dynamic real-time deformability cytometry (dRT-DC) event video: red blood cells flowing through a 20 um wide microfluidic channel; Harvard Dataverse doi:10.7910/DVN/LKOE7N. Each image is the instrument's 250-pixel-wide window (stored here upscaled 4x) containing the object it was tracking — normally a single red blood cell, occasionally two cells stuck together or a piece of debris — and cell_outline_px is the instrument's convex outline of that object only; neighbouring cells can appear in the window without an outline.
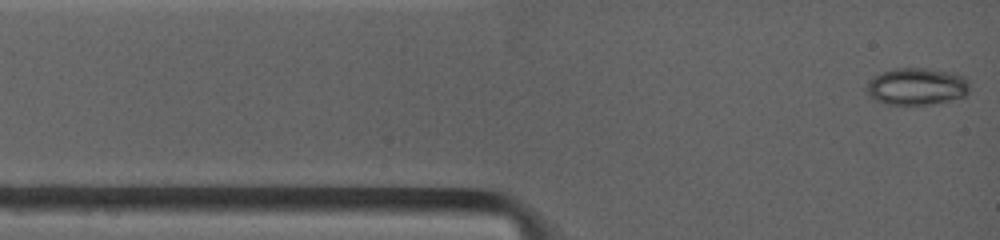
{"species": "common noctule bat (a hibernating species)", "species_latin": "Nyctalus noctula", "temperature_condition": "warm", "stored_images_in_passage": 5, "camera_frame_rate_fps": 4500, "um_per_image_px": 0.085, "animal": {"sex": "female", "body_mass_g": 19.0, "forearm_length_mm": 53.3}, "frame": {"image": 1, "passage_image": 1, "time_ms": 0.0, "image_size_px": [1000, 240], "cell_outline_px": [[968, 92], [964, 96], [948, 100], [928, 104], [884, 104], [876, 100], [864, 88], [872, 76], [880, 72], [896, 68], [928, 68], [952, 72], [964, 76], [968, 80]], "centroid_in_image_um": [77.89, 7.32], "position_along_channel_um": 7.1, "area_um2": 22.25}}
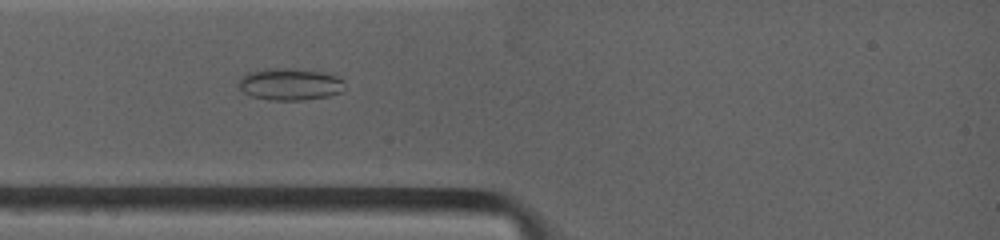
{"frame": {"image": 2, "passage_image": 4, "time_ms": 2.444, "image_size_px": [1000, 240], "cell_outline_px": [[344, 88], [340, 92], [328, 96], [304, 100], [268, 100], [252, 96], [244, 92], [240, 88], [240, 80], [248, 72], [264, 68], [292, 68], [324, 72], [336, 76], [344, 80]], "centroid_in_image_um": [24.67, 7.15], "position_along_channel_um": 60.3, "area_um2": 19.77}}